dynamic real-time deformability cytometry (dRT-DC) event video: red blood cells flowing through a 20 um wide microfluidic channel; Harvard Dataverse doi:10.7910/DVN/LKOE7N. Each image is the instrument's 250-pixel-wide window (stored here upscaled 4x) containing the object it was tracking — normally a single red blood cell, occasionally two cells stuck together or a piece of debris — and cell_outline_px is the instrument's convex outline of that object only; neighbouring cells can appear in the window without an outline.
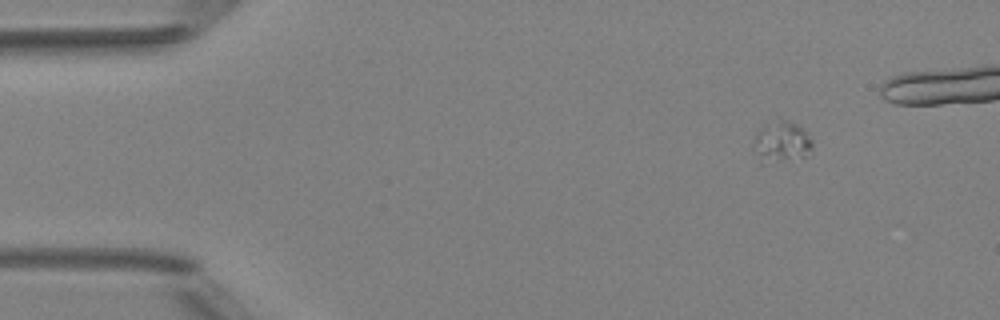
{"species": "Egyptian fruit bat (a non-hibernating species)", "species_latin": "Rousettus aegyptiacus", "temperature_condition": "room temperature", "stored_images_in_passage": 7, "segment_of_instrument_passage": [1, 2], "camera_frame_rate_fps": 3000, "um_per_image_px": 0.085, "animal": {"sex": "female"}, "frame": {"image": 1, "passage_image": 1, "time_ms": 0.0, "image_size_px": [1000, 320], "cell_outline_px": [[812, 148], [804, 156], [784, 156], [764, 152], [756, 140], [756, 136], [760, 128], [764, 124], [780, 120], [788, 120], [796, 124], [812, 140]], "centroid_in_image_um": [66.62, 11.82], "position_along_channel_um": 18.4, "area_um2": 11.21}}